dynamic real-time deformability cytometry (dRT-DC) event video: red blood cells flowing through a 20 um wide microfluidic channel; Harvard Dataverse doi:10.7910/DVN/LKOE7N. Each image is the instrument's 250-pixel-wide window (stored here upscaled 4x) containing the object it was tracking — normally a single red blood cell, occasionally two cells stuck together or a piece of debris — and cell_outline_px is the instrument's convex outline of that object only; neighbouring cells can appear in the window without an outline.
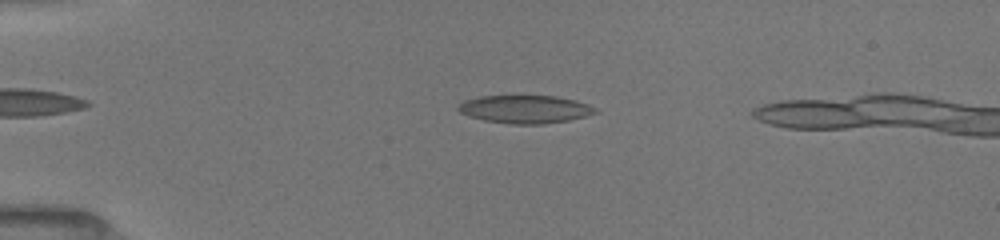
{"species": "common noctule bat (a hibernating species)", "species_latin": "Nyctalus noctula", "temperature_condition": "room temperature", "stored_images_in_passage": 46, "camera_frame_rate_fps": 3000, "um_per_image_px": 0.085, "animal": {"sex": "female", "body_mass_g": 19.5, "forearm_length_mm": 54.1}, "frame": {"image": 1, "passage_image": 12, "time_ms": 3.667, "image_size_px": [1000, 240], "cell_outline_px": [[600, 112], [568, 120], [544, 124], [512, 124], [484, 120], [468, 116], [460, 112], [456, 108], [464, 100], [480, 96], [520, 92], [556, 96], [576, 100], [588, 104], [596, 108]], "centroid_in_image_um": [44.61, 9.22], "position_along_channel_um": 40.4, "area_um2": 23.47}}
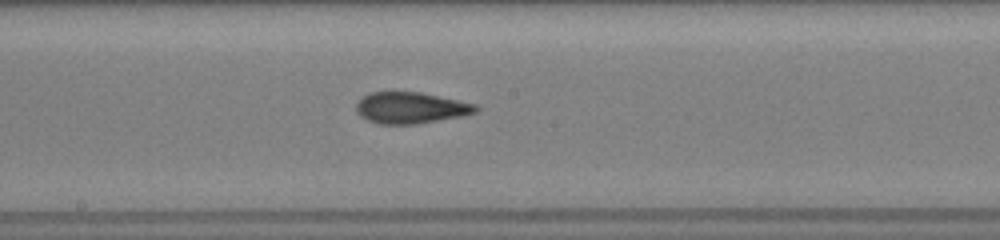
{"frame": {"image": 2, "passage_image": 28, "time_ms": 9.0, "image_size_px": [1000, 240], "cell_outline_px": [[480, 108], [476, 112], [464, 116], [416, 124], [380, 124], [368, 120], [360, 116], [356, 112], [356, 104], [368, 92], [420, 92], [476, 104]], "centroid_in_image_um": [34.92, 9.17], "position_along_channel_um": 213.3, "area_um2": 21.85}}
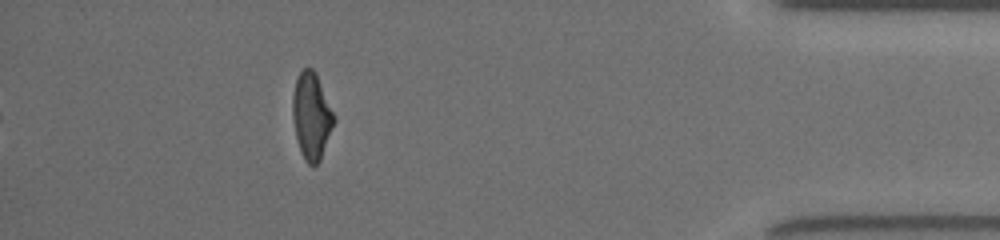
{"frame": {"image": 3, "passage_image": 46, "time_ms": 15.0, "image_size_px": [1000, 240], "cell_outline_px": [[336, 120], [320, 160], [312, 168], [304, 160], [300, 152], [296, 140], [292, 116], [292, 96], [296, 80], [300, 72], [304, 68], [312, 68], [316, 72], [336, 116]], "centroid_in_image_um": [26.48, 9.88], "position_along_channel_um": 408.7, "area_um2": 21.27}, "authors_computed_cell_mechanics": {"area_um2": 21.9929, "velocity_mm_per_s": 3.9986, "shape_relaxation_time_tau1_ms": 10.159, "shape_relaxation_time_tau2_ms": 2.503, "deformation_change_tau1": 0.2777, "deformation_change_tau2": 0.0975}}